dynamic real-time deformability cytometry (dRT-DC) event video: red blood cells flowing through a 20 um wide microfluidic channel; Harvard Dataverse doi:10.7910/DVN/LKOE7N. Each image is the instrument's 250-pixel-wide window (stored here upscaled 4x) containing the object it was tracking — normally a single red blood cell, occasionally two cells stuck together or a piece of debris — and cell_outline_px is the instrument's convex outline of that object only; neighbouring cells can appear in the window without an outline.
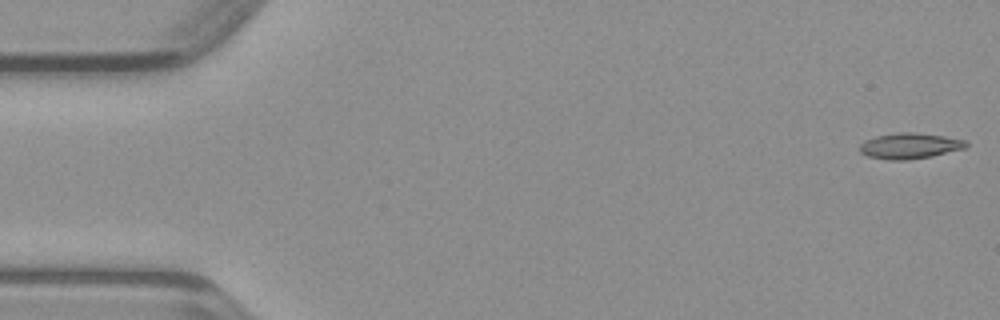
{"species": "common noctule bat (a hibernating species)", "species_latin": "Nyctalus noctula", "temperature_condition": "warm", "stored_images_in_passage": 47, "camera_frame_rate_fps": 3000, "um_per_image_px": 0.085, "animal": {"sex": "male", "body_mass_g": 23.1, "forearm_length_mm": 52.7}, "frame": {"image": 1, "passage_image": 1, "time_ms": 0.0, "image_size_px": [1000, 320], "cell_outline_px": [[968, 144], [964, 148], [932, 156], [908, 160], [888, 160], [868, 156], [860, 152], [860, 144], [864, 140], [876, 136], [900, 132], [912, 132], [944, 136], [968, 140]], "centroid_in_image_um": [77.32, 12.4], "position_along_channel_um": 7.7, "area_um2": 15.95}}
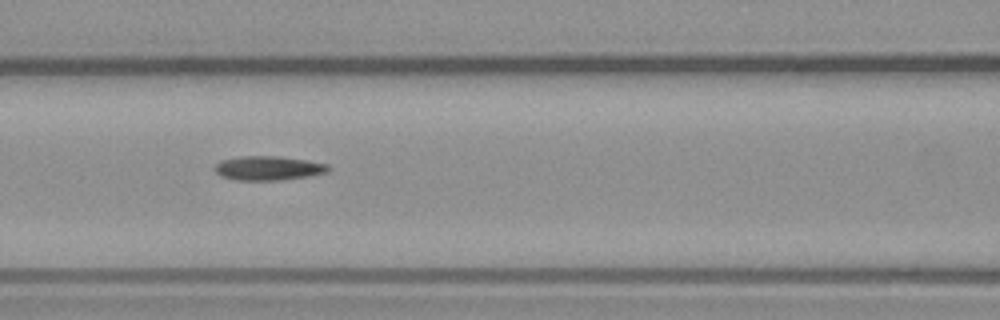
{"frame": {"image": 2, "passage_image": 20, "time_ms": 6.333, "image_size_px": [1000, 320], "cell_outline_px": [[332, 168], [328, 172], [312, 176], [280, 180], [236, 180], [220, 176], [212, 168], [220, 160], [240, 156], [280, 156], [308, 160], [328, 164]], "centroid_in_image_um": [22.83, 14.29], "position_along_channel_um": 143.8, "area_um2": 16.36}}
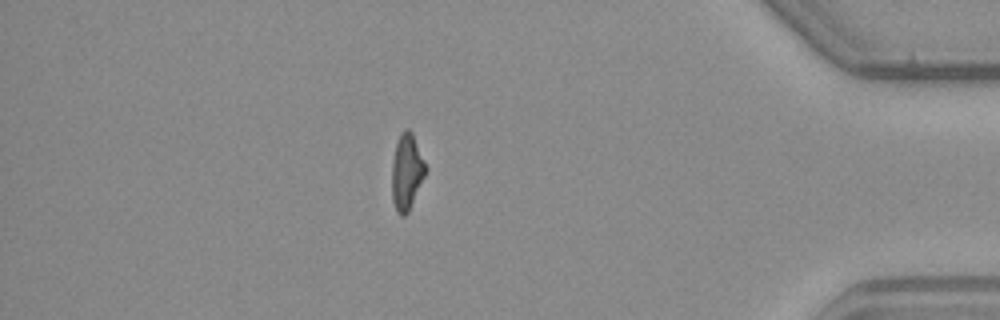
{"frame": {"image": 3, "passage_image": 41, "time_ms": 13.333, "image_size_px": [1000, 320], "cell_outline_px": [[428, 168], [408, 212], [404, 216], [400, 216], [396, 212], [392, 200], [392, 164], [396, 140], [400, 132], [404, 128], [408, 128], [412, 132]], "centroid_in_image_um": [34.56, 14.58], "position_along_channel_um": 400.6, "area_um2": 15.14}}